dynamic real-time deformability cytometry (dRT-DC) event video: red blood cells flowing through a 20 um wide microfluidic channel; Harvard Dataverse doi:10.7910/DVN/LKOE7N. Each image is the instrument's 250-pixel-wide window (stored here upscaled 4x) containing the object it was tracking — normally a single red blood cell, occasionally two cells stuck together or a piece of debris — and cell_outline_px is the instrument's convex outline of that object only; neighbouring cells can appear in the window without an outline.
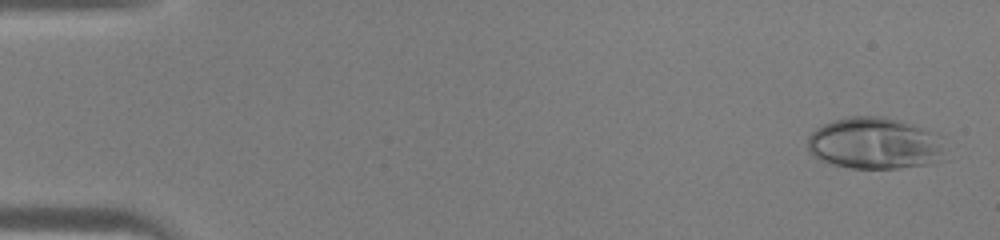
{"species": "human", "species_latin": "Homo sapiens", "temperature_condition": "warm", "stored_images_in_passage": 45, "camera_frame_rate_fps": 3000, "um_per_image_px": 0.085, "donor": {"sex": "male"}, "frame": {"image": 1, "passage_image": 2, "time_ms": 0.333, "image_size_px": [1000, 240], "cell_outline_px": [[944, 160], [928, 164], [900, 168], [852, 168], [832, 164], [816, 156], [808, 148], [808, 136], [816, 128], [824, 124], [848, 116], [884, 116], [920, 128], [928, 132], [940, 148]], "centroid_in_image_um": [74.25, 12.2], "position_along_channel_um": 10.8, "area_um2": 40.11}}
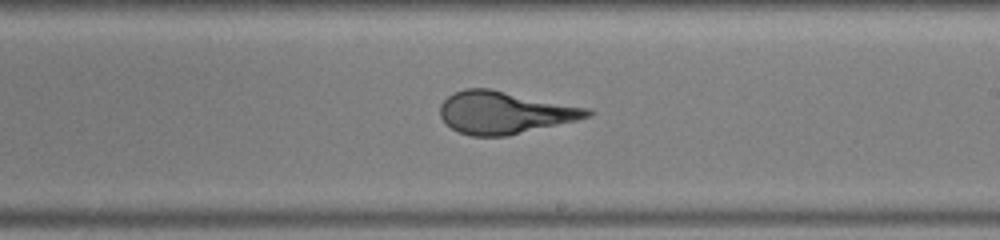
{"frame": {"image": 2, "passage_image": 27, "time_ms": 8.667, "image_size_px": [1000, 240], "cell_outline_px": [[596, 112], [592, 116], [576, 120], [508, 136], [472, 136], [460, 132], [452, 128], [440, 116], [440, 104], [448, 96], [464, 88], [488, 88], [592, 108]], "centroid_in_image_um": [42.94, 9.56], "position_along_channel_um": 246.1, "area_um2": 36.41}}
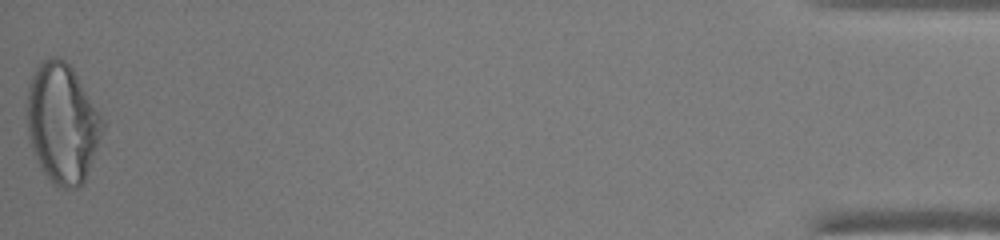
{"frame": {"image": 3, "passage_image": 45, "time_ms": 14.667, "image_size_px": [1000, 240], "cell_outline_px": [[104, 128], [84, 180], [76, 188], [64, 188], [52, 184], [40, 168], [28, 140], [24, 108], [28, 84], [40, 60], [52, 56], [56, 56], [64, 60], [72, 68], [104, 120]], "centroid_in_image_um": [5.22, 10.45], "position_along_channel_um": 430.0, "area_um2": 53.06}}